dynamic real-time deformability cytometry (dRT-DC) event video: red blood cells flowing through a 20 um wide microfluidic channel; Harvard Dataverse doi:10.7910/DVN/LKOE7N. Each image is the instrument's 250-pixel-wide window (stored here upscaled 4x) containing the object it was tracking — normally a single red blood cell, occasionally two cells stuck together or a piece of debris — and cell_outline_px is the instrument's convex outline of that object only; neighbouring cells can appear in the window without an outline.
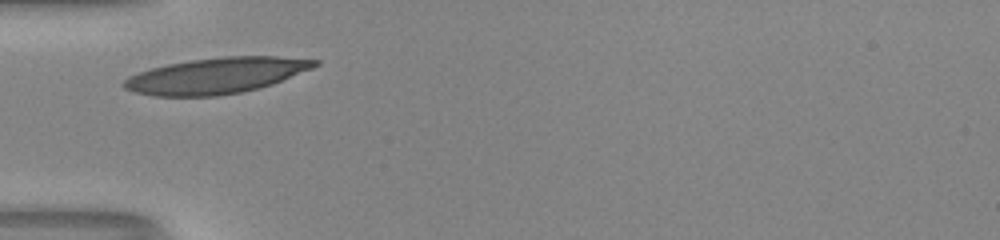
{"species": "human", "species_latin": "Homo sapiens", "temperature_condition": "room temperature", "stored_images_in_passage": 25, "camera_frame_rate_fps": 3000, "um_per_image_px": 0.085, "donor": {"sex": "male"}, "frame": {"image": 1, "passage_image": 1, "time_ms": 0.0, "image_size_px": [1000, 240], "cell_outline_px": [[320, 64], [312, 68], [272, 84], [240, 92], [216, 96], [152, 96], [136, 92], [124, 88], [120, 84], [128, 76], [152, 68], [168, 64], [192, 60], [224, 56], [276, 56], [320, 60]], "centroid_in_image_um": [18.37, 6.42], "position_along_channel_um": 66.6, "area_um2": 39.59}}
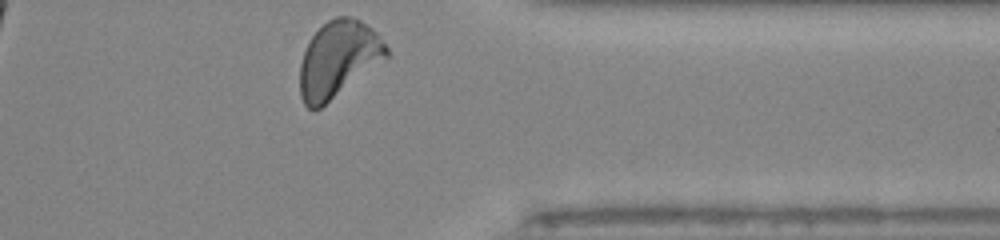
{"frame": {"image": 2, "passage_image": 25, "time_ms": 8.0, "image_size_px": [1000, 240], "cell_outline_px": [[388, 56], [320, 108], [312, 112], [304, 104], [300, 96], [300, 64], [308, 40], [328, 20], [336, 16], [348, 16], [360, 20], [372, 28], [376, 32], [388, 48]], "centroid_in_image_um": [28.72, 5.03], "position_along_channel_um": 382.7, "area_um2": 38.03}, "authors_computed_cell_mechanics": {"area_um2": 36.992, "velocity_mm_per_s": 4.0743, "shape_relaxation_time_tau1_ms": 3.7388, "shape_relaxation_time_tau2_ms": 1.6051, "deformation_change_tau1": 0.1602, "deformation_change_tau2": 0.0864}}